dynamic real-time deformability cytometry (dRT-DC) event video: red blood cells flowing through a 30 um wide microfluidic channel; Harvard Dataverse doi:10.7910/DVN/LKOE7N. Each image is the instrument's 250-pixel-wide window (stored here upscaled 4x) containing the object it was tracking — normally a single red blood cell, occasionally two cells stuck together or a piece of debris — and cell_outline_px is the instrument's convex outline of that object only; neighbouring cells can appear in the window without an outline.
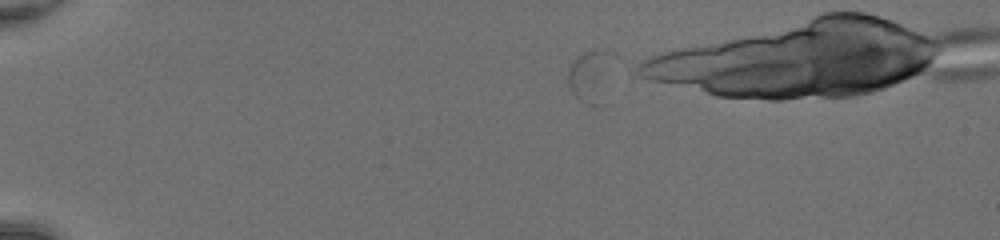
{"species": "common noctule bat (a hibernating species)", "species_latin": "Nyctalus noctula", "temperature_condition": "room temperature", "stored_images_in_passage": 15, "segment_of_instrument_passage": [1, 2], "camera_frame_rate_fps": 3000, "um_per_image_px": 0.085, "animal": {"sex": "female", "body_mass_g": 20.0, "forearm_length_mm": 54.0}, "frame": {"image": 1, "passage_image": 1, "time_ms": 0.0, "image_size_px": [1000, 240], "cell_outline_px": [[620, 56], [604, 104], [596, 108], [580, 100], [572, 92], [568, 84], [568, 68], [572, 60], [576, 56], [592, 48], [604, 48], [616, 52]], "centroid_in_image_um": [50.38, 6.39], "position_along_channel_um": 34.6, "area_um2": 15.9}}
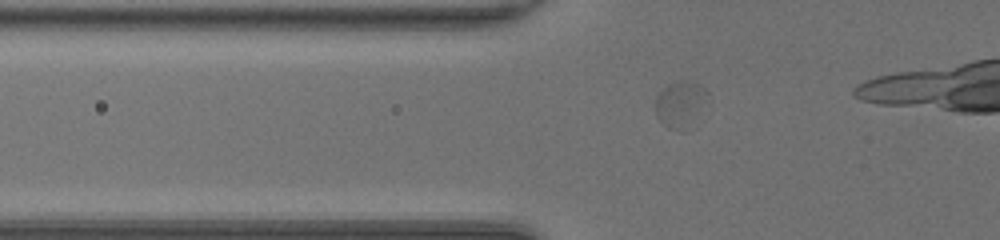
{"frame": {"image": 2, "passage_image": 9, "time_ms": 2.667, "image_size_px": [1000, 240], "cell_outline_px": [[708, 96], [684, 132], [680, 132], [668, 128], [656, 116], [656, 96], [668, 84], [680, 80], [684, 80], [696, 84], [704, 88], [708, 92]], "centroid_in_image_um": [57.77, 8.85], "position_along_channel_um": 68.0, "area_um2": 13.53}}
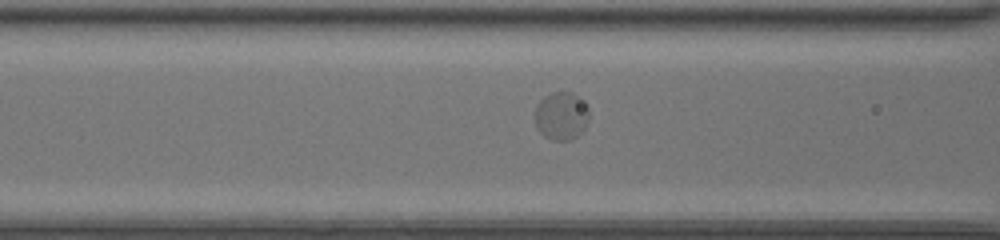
{"frame": {"image": 3, "passage_image": 13, "time_ms": 4.0, "image_size_px": [1000, 240], "cell_outline_px": [[588, 124], [572, 140], [552, 140], [544, 136], [536, 128], [536, 104], [544, 96], [552, 92], [572, 92], [580, 96], [588, 108]], "centroid_in_image_um": [47.72, 9.84], "position_along_channel_um": 118.9, "area_um2": 15.26}}